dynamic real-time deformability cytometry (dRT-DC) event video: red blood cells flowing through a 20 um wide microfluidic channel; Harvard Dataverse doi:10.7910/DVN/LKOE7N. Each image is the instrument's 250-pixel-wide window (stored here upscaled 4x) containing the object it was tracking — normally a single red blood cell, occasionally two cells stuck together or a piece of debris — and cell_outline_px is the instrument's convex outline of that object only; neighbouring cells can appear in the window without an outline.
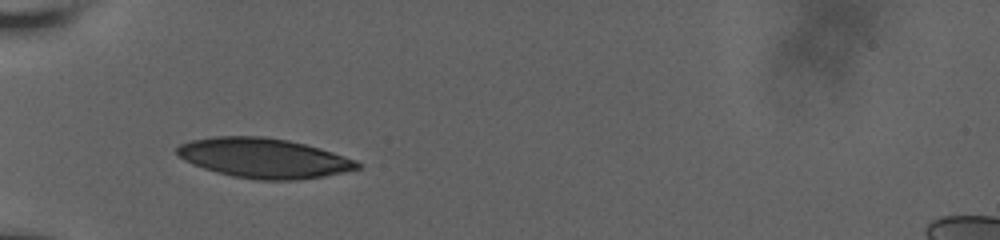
{"species": "human", "species_latin": "Homo sapiens", "temperature_condition": "room temperature", "stored_images_in_passage": 28, "camera_frame_rate_fps": 3000, "um_per_image_px": 0.085, "donor": {"sex": "male"}, "frame": {"image": 1, "passage_image": 1, "time_ms": 0.0, "image_size_px": [1000, 240], "cell_outline_px": [[360, 168], [324, 176], [296, 180], [256, 180], [232, 176], [216, 172], [192, 164], [184, 160], [176, 152], [176, 148], [180, 144], [192, 140], [216, 136], [264, 136], [288, 140], [320, 148], [356, 160], [360, 164]], "centroid_in_image_um": [22.4, 13.43], "position_along_channel_um": 62.6, "area_um2": 41.67}}
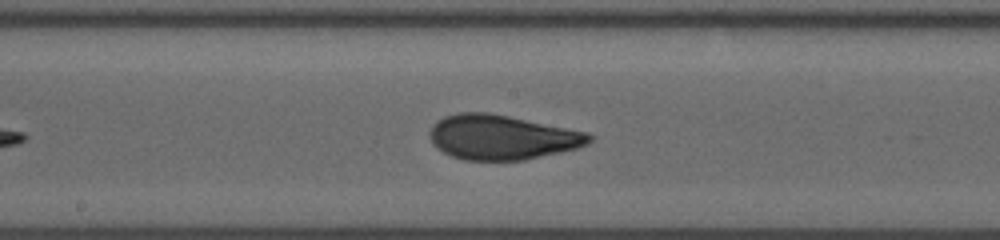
{"frame": {"image": 2, "passage_image": 7, "time_ms": 4.0, "image_size_px": [1000, 240], "cell_outline_px": [[596, 136], [588, 144], [576, 148], [560, 152], [524, 160], [464, 160], [452, 156], [436, 148], [432, 144], [428, 132], [432, 124], [436, 120], [444, 116], [460, 112], [488, 112], [588, 132]], "centroid_in_image_um": [42.64, 11.66], "position_along_channel_um": 205.6, "area_um2": 41.73}}
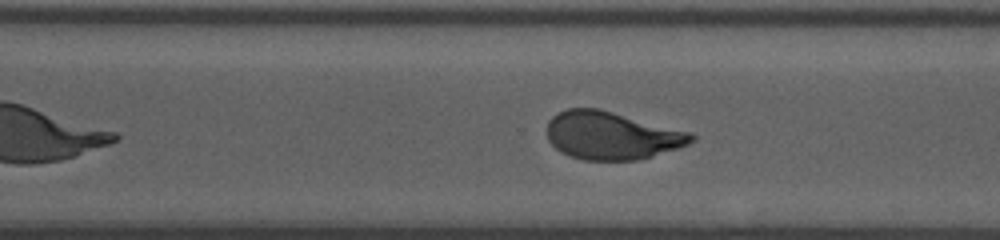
{"frame": {"image": 3, "passage_image": 16, "time_ms": 7.0, "image_size_px": [1000, 240], "cell_outline_px": [[696, 140], [688, 144], [676, 148], [636, 160], [584, 160], [568, 156], [560, 152], [548, 140], [548, 120], [552, 116], [568, 108], [600, 108], [692, 132], [696, 136]], "centroid_in_image_um": [51.99, 11.51], "position_along_channel_um": 318.6, "area_um2": 40.34}, "authors_computed_cell_mechanics": {"area_um2": 40.7779, "velocity_mm_per_s": 3.7809, "shape_relaxation_time_tau1_ms": 6.5814, "shape_relaxation_time_tau2_ms": null, "deformation_change_tau1": 0.1906, "deformation_change_tau2": null}}